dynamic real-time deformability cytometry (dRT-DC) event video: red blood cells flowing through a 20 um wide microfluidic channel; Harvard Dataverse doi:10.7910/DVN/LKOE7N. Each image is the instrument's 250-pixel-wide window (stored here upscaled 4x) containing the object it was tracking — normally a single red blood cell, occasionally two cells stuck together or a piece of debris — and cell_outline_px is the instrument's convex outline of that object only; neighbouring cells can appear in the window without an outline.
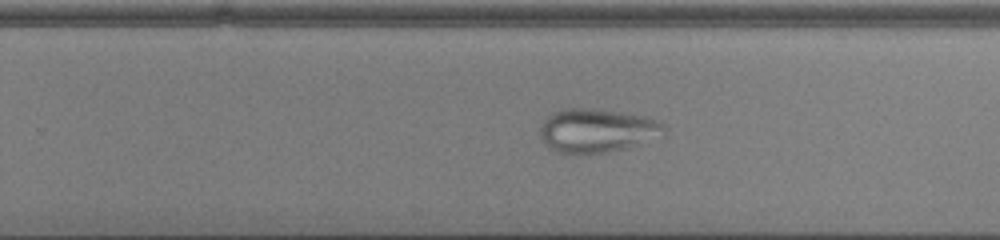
{"species": "common noctule bat (a hibernating species)", "species_latin": "Nyctalus noctula", "temperature_condition": "cold", "stored_images_in_passage": 39, "camera_frame_rate_fps": 3000, "um_per_image_px": 0.085, "animal": {"sex": "male", "body_mass_g": 13.0, "forearm_length_mm": 53.1}, "frame": {"image": 1, "passage_image": 21, "time_ms": 6.667, "image_size_px": [1000, 240], "cell_outline_px": [[664, 128], [640, 144], [628, 148], [608, 152], [580, 156], [576, 156], [556, 152], [548, 148], [544, 144], [540, 136], [540, 128], [544, 120], [552, 112], [564, 108], [592, 108], [648, 116], [660, 120], [664, 124]], "centroid_in_image_um": [50.64, 11.12], "position_along_channel_um": 279.2, "area_um2": 32.02}}
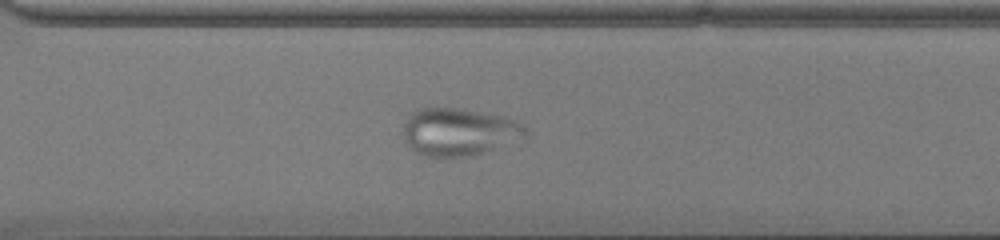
{"frame": {"image": 2, "passage_image": 25, "time_ms": 8.0, "image_size_px": [1000, 240], "cell_outline_px": [[532, 132], [524, 140], [468, 156], [420, 156], [408, 144], [404, 136], [404, 124], [408, 116], [416, 108], [456, 108], [504, 116], [520, 120]], "centroid_in_image_um": [39.12, 11.2], "position_along_channel_um": 331.5, "area_um2": 34.33}}